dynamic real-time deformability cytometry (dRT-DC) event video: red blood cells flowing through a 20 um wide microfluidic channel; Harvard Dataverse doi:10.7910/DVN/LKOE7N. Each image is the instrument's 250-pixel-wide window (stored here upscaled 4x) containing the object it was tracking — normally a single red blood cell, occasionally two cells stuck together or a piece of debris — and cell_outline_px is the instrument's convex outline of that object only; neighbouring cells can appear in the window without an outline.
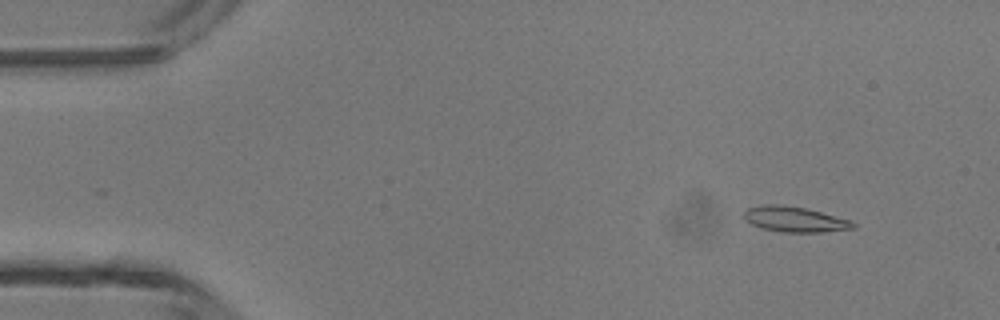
{"species": "common noctule bat (a hibernating species)", "species_latin": "Nyctalus noctula", "temperature_condition": "room temperature", "stored_images_in_passage": 47, "camera_frame_rate_fps": 3000, "um_per_image_px": 0.085, "animal": {"sex": "male", "body_mass_g": 13.3}, "frame": {"image": 1, "passage_image": 5, "time_ms": 1.333, "image_size_px": [1000, 320], "cell_outline_px": [[856, 228], [820, 232], [784, 232], [760, 228], [744, 220], [744, 212], [748, 208], [760, 204], [780, 204], [804, 208], [852, 220], [856, 224]], "centroid_in_image_um": [67.53, 18.64], "position_along_channel_um": 17.5, "area_um2": 16.18}}
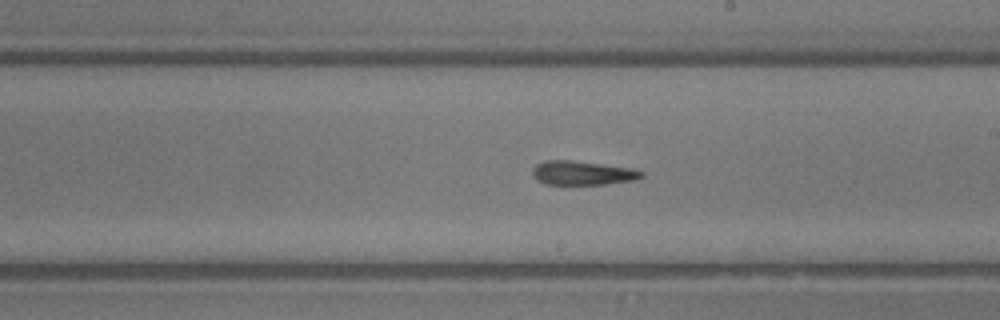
{"frame": {"image": 2, "passage_image": 27, "time_ms": 8.667, "image_size_px": [1000, 320], "cell_outline_px": [[644, 176], [636, 180], [604, 184], [544, 184], [536, 180], [532, 176], [532, 168], [536, 164], [544, 160], [568, 160], [632, 168], [644, 172]], "centroid_in_image_um": [49.48, 14.7], "position_along_channel_um": 239.5, "area_um2": 15.32}}
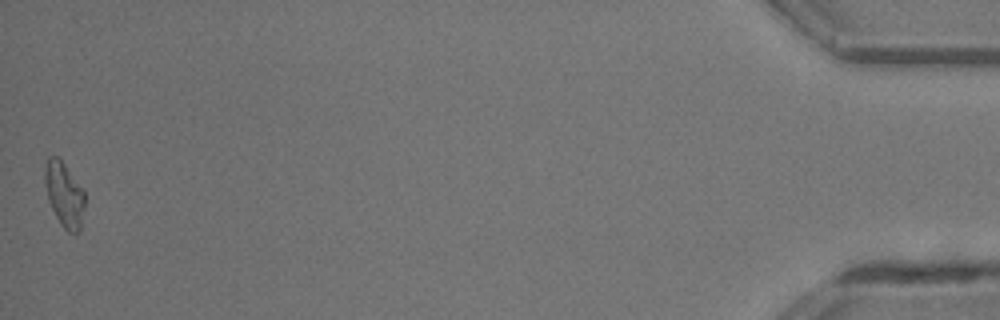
{"frame": {"image": 3, "passage_image": 47, "time_ms": 15.333, "image_size_px": [1000, 320], "cell_outline_px": [[84, 204], [80, 228], [76, 232], [68, 232], [60, 224], [48, 200], [44, 180], [44, 168], [48, 156], [56, 156], [64, 164], [84, 192]], "centroid_in_image_um": [5.43, 16.52], "position_along_channel_um": 429.8, "area_um2": 14.68}, "authors_computed_cell_mechanics": {"area_um2": 15.317, "velocity_mm_per_s": 4.3795, "shape_relaxation_time_tau1_ms": null, "shape_relaxation_time_tau2_ms": 2.0171, "deformation_change_tau1": null, "deformation_change_tau2": 0.1092}}